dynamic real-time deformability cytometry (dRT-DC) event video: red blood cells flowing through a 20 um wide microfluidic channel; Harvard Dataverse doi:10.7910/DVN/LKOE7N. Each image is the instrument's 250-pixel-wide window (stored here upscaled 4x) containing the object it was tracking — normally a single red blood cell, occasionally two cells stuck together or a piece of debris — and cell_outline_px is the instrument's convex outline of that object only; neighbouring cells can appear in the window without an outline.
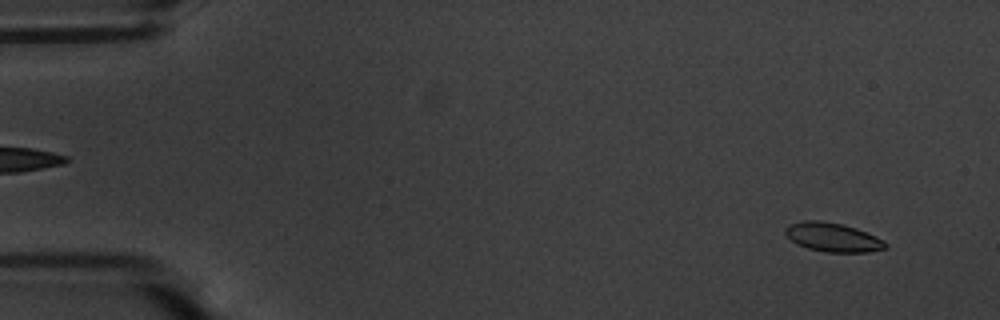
{"species": "common noctule bat (a hibernating species)", "species_latin": "Nyctalus noctula", "temperature_condition": "warm", "stored_images_in_passage": 56, "camera_frame_rate_fps": 3000, "um_per_image_px": 0.085, "animal": {"sex": "male", "body_mass_g": 20.1, "forearm_length_mm": 53.5}, "frame": {"image": 1, "passage_image": 4, "time_ms": 1.0, "image_size_px": [1000, 320], "cell_outline_px": [[888, 248], [868, 252], [824, 252], [808, 248], [796, 244], [784, 232], [784, 228], [788, 224], [804, 220], [820, 220], [844, 224], [856, 228], [876, 236], [884, 240], [888, 244]], "centroid_in_image_um": [70.79, 20.16], "position_along_channel_um": 14.2, "area_um2": 17.11}}
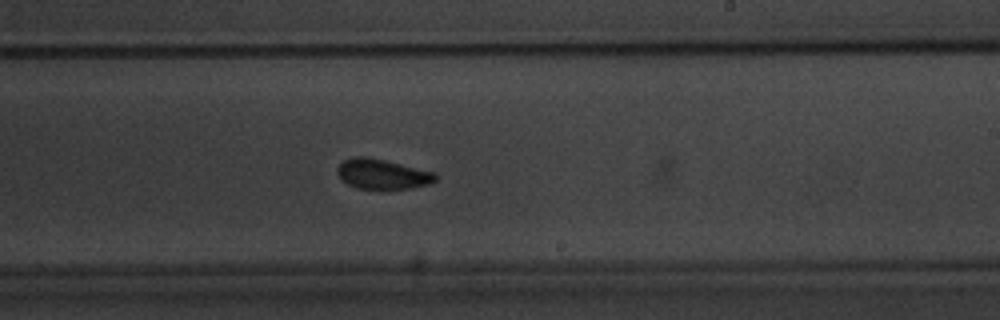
{"frame": {"image": 2, "passage_image": 34, "time_ms": 11.0, "image_size_px": [1000, 320], "cell_outline_px": [[436, 180], [432, 184], [412, 188], [356, 188], [340, 180], [336, 172], [336, 168], [344, 160], [356, 156], [364, 156], [384, 160], [436, 172]], "centroid_in_image_um": [32.5, 14.79], "position_along_channel_um": 256.5, "area_um2": 17.17}}
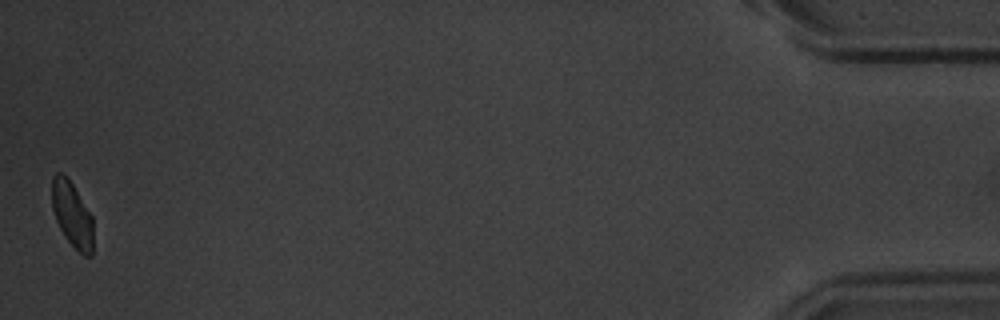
{"frame": {"image": 3, "passage_image": 56, "time_ms": 18.333, "image_size_px": [1000, 320], "cell_outline_px": [[92, 256], [84, 256], [64, 236], [56, 220], [52, 208], [52, 176], [56, 172], [60, 172], [72, 184], [92, 216]], "centroid_in_image_um": [6.11, 18.24], "position_along_channel_um": 429.1, "area_um2": 15.37}, "authors_computed_cell_mechanics": {"area_um2": 16.9643, "velocity_mm_per_s": 3.585, "shape_relaxation_time_tau1_ms": 2.7293, "shape_relaxation_time_tau2_ms": 1.3894, "deformation_change_tau1": 0.1082, "deformation_change_tau2": 0.0668}}